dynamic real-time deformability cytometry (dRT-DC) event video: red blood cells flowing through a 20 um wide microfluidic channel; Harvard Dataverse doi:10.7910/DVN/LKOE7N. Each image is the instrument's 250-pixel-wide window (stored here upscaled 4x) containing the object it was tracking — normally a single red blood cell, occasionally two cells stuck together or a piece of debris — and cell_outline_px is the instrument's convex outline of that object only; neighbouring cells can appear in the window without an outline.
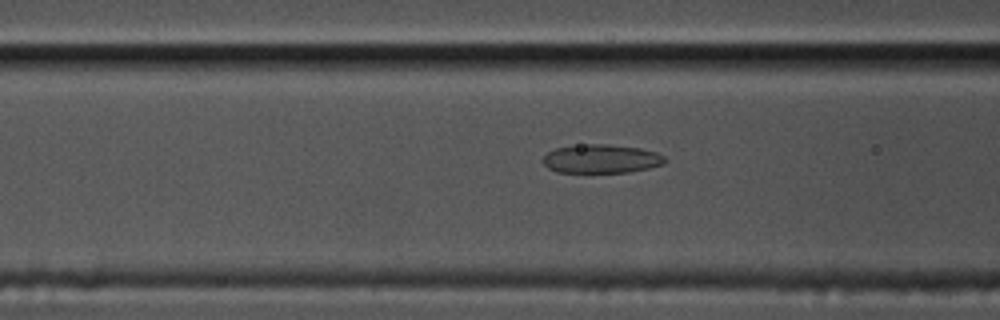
{"species": "common noctule bat (a hibernating species)", "species_latin": "Nyctalus noctula", "temperature_condition": "cold", "stored_images_in_passage": 43, "camera_frame_rate_fps": 3000, "um_per_image_px": 0.085, "animal": {"sex": "male", "body_mass_g": 17.5, "forearm_length_mm": 52.3}, "frame": {"image": 1, "passage_image": 14, "time_ms": 4.333, "image_size_px": [1000, 320], "cell_outline_px": [[668, 160], [664, 164], [632, 172], [556, 172], [548, 168], [544, 164], [544, 156], [548, 152], [556, 148], [588, 144], [608, 144], [640, 148], [656, 152], [664, 156]], "centroid_in_image_um": [51.15, 13.5], "position_along_channel_um": 115.4, "area_um2": 20.35}}
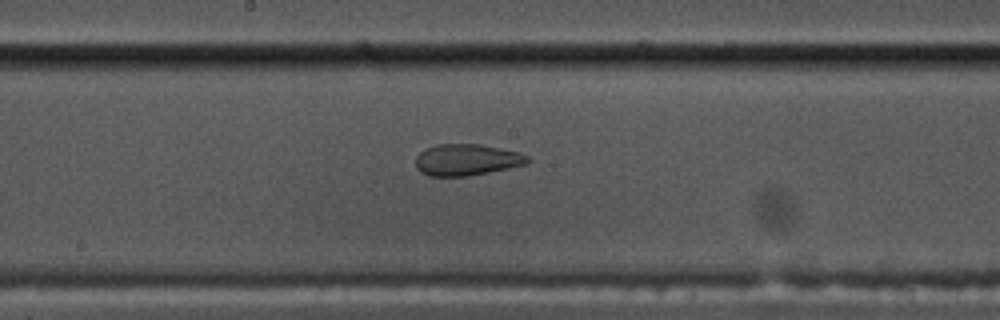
{"frame": {"image": 2, "passage_image": 22, "time_ms": 7.0, "image_size_px": [1000, 320], "cell_outline_px": [[532, 160], [528, 164], [468, 176], [428, 176], [420, 172], [416, 168], [416, 156], [424, 148], [436, 144], [480, 144], [520, 152], [528, 156]], "centroid_in_image_um": [39.67, 13.58], "position_along_channel_um": 208.5, "area_um2": 20.75}}
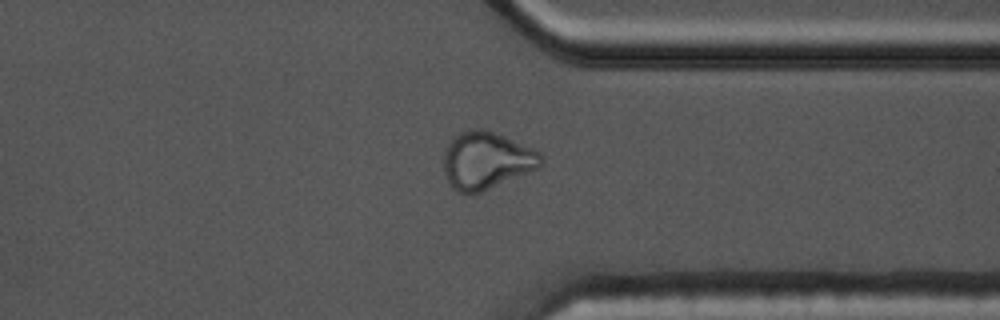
{"frame": {"image": 3, "passage_image": 36, "time_ms": 11.667, "image_size_px": [1000, 320], "cell_outline_px": [[544, 160], [536, 168], [528, 172], [480, 192], [460, 192], [452, 188], [448, 184], [444, 172], [444, 152], [448, 144], [456, 132], [480, 128], [492, 132], [532, 148], [540, 152], [544, 156]], "centroid_in_image_um": [41.31, 13.63], "position_along_channel_um": 370.1, "area_um2": 32.02}, "authors_computed_cell_mechanics": {"area_um2": 20.9814, "velocity_mm_per_s": 3.4943, "shape_relaxation_time_tau1_ms": null, "shape_relaxation_time_tau2_ms": 1.1759, "deformation_change_tau1": null, "deformation_change_tau2": 0.076}}